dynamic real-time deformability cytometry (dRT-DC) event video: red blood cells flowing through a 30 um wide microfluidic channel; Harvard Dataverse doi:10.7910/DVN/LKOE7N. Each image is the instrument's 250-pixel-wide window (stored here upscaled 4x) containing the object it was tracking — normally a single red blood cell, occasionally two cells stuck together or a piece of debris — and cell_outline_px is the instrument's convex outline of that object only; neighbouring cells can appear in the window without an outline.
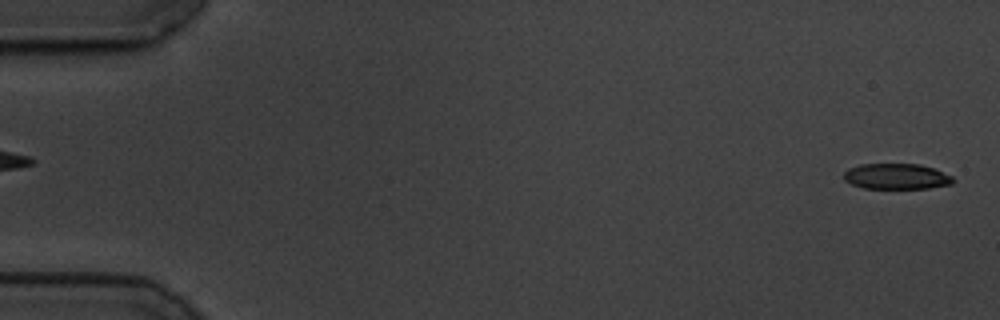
{"species": "common noctule bat (a hibernating species)", "species_latin": "Nyctalus noctula", "temperature_condition": "cold", "stored_images_in_passage": 57, "camera_frame_rate_fps": 3000, "um_per_image_px": 0.085, "animal": {"sex": "male", "body_mass_g": 19.5, "forearm_length_mm": 54.6}, "frame": {"image": 1, "passage_image": 1, "time_ms": 0.0, "image_size_px": [1000, 320], "cell_outline_px": [[956, 180], [952, 184], [928, 188], [864, 188], [852, 184], [844, 180], [844, 172], [848, 168], [860, 164], [920, 164], [932, 168], [952, 176]], "centroid_in_image_um": [76.2, 14.99], "position_along_channel_um": 8.8, "area_um2": 16.3}}
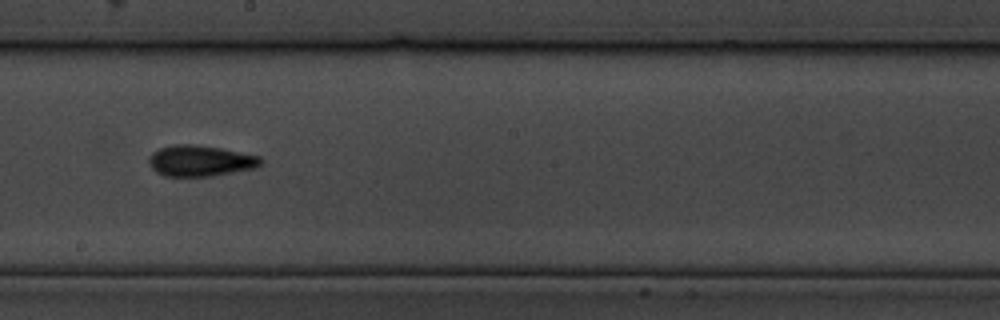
{"frame": {"image": 2, "passage_image": 32, "time_ms": 10.333, "image_size_px": [1000, 320], "cell_outline_px": [[264, 164], [256, 168], [212, 176], [164, 176], [156, 172], [152, 168], [148, 160], [148, 156], [152, 152], [160, 148], [172, 144], [192, 144], [220, 148], [260, 156], [264, 160]], "centroid_in_image_um": [17.04, 13.67], "position_along_channel_um": 231.2, "area_um2": 20.4}}
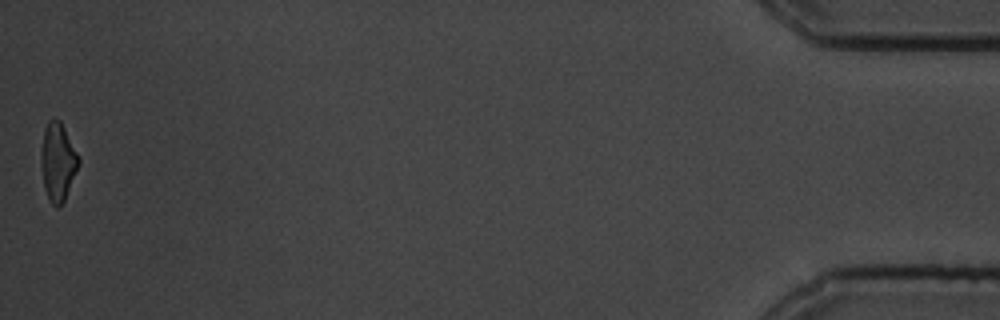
{"frame": {"image": 3, "passage_image": 57, "time_ms": 18.667, "image_size_px": [1000, 320], "cell_outline_px": [[80, 164], [64, 200], [56, 208], [52, 204], [44, 188], [40, 164], [40, 156], [44, 128], [48, 120], [52, 116], [60, 120], [80, 156]], "centroid_in_image_um": [4.91, 13.7], "position_along_channel_um": 430.3, "area_um2": 17.34}, "authors_computed_cell_mechanics": {"area_um2": 18.4382, "velocity_mm_per_s": 3.4884, "shape_relaxation_time_tau1_ms": 4.2647, "shape_relaxation_time_tau2_ms": 4.6542, "deformation_change_tau1": 0.1358, "deformation_change_tau2": 0.14}}